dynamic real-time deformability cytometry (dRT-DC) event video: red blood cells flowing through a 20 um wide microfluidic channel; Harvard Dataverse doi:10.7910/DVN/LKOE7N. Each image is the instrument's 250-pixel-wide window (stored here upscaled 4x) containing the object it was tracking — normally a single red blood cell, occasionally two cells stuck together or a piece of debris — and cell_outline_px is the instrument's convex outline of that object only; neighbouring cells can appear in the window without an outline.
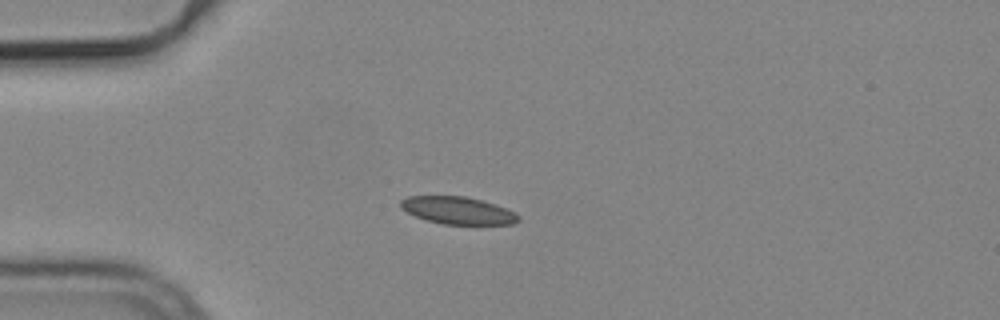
{"species": "common noctule bat (a hibernating species)", "species_latin": "Nyctalus noctula", "temperature_condition": "cold", "stored_images_in_passage": 8, "camera_frame_rate_fps": 3000, "um_per_image_px": 0.085, "animal": {"sex": "male", "body_mass_g": 19.2, "forearm_length_mm": 51.8}, "frame": {"image": 1, "passage_image": 5, "time_ms": 1.333, "image_size_px": [1000, 320], "cell_outline_px": [[520, 220], [512, 224], [444, 224], [428, 220], [416, 216], [400, 208], [400, 200], [408, 196], [464, 196], [496, 204], [520, 216]], "centroid_in_image_um": [38.9, 17.88], "position_along_channel_um": 46.1, "area_um2": 18.55}}
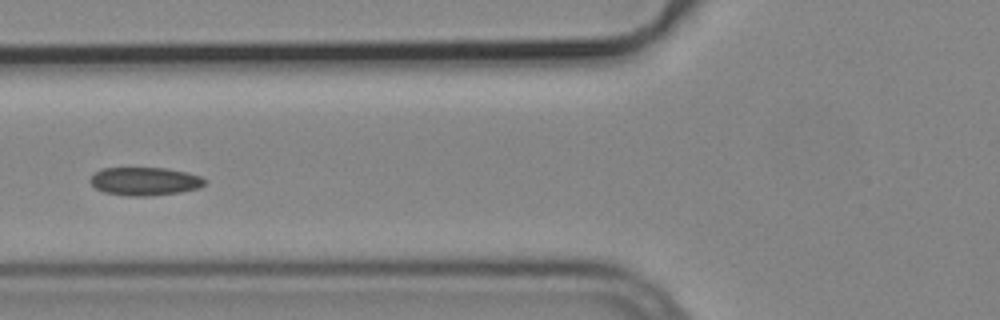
{"frame": {"image": 2, "passage_image": 7, "time_ms": 2.0, "image_size_px": [1000, 320], "cell_outline_px": [[208, 180], [200, 188], [180, 192], [144, 196], [132, 196], [104, 192], [96, 188], [88, 180], [96, 172], [104, 168], [164, 168], [184, 172], [200, 176]], "centroid_in_image_um": [12.32, 15.41], "position_along_channel_um": 113.5, "area_um2": 18.61}}
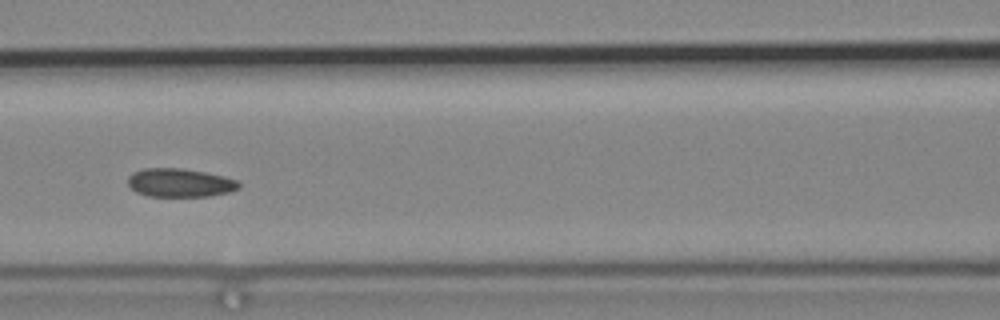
{"frame": {"image": 3, "passage_image": 8, "time_ms": 2.333, "image_size_px": [1000, 320], "cell_outline_px": [[240, 188], [228, 192], [208, 196], [148, 196], [136, 192], [128, 184], [128, 176], [132, 172], [144, 168], [184, 168], [224, 176], [236, 180], [240, 184]], "centroid_in_image_um": [15.27, 15.52], "position_along_channel_um": 151.3, "area_um2": 18.44}}